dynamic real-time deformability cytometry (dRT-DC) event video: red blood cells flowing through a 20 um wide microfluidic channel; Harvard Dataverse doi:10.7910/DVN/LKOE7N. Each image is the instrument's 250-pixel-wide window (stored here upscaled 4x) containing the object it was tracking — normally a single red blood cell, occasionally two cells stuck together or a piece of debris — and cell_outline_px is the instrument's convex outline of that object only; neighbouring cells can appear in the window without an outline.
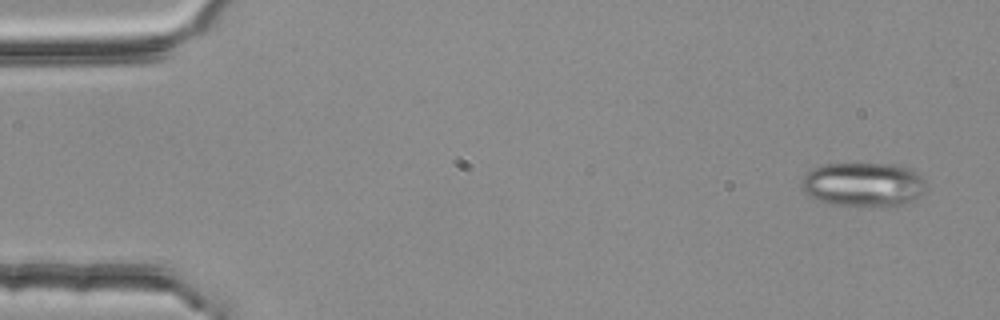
{"species": "common noctule bat (a hibernating species)", "species_latin": "Nyctalus noctula", "temperature_condition": "room temperature", "stored_images_in_passage": 4, "camera_frame_rate_fps": 3000, "um_per_image_px": 0.085, "animal": {"sex": "female", "body_mass_g": 25.1}, "frame": {"image": 1, "passage_image": 1, "time_ms": 0.0, "image_size_px": [1000, 320], "cell_outline_px": [[924, 192], [920, 196], [904, 204], [884, 208], [832, 204], [820, 200], [804, 192], [800, 184], [804, 176], [812, 168], [824, 164], [896, 164], [908, 168], [916, 172], [924, 180]], "centroid_in_image_um": [73.4, 15.7], "position_along_channel_um": 11.6, "area_um2": 32.25}}